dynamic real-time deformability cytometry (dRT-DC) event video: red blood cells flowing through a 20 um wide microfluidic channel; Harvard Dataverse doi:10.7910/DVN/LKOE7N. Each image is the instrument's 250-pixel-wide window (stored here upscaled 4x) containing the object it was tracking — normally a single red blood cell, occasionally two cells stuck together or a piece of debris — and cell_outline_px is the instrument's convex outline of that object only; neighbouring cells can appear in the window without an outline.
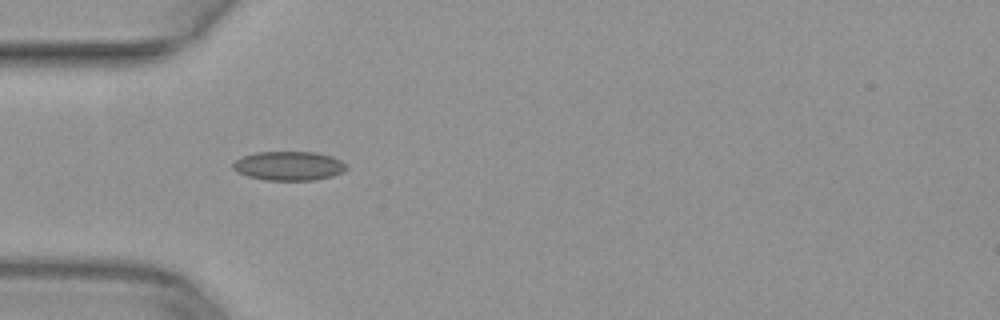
{"species": "common noctule bat (a hibernating species)", "species_latin": "Nyctalus noctula", "temperature_condition": "warm", "stored_images_in_passage": 39, "camera_frame_rate_fps": 3000, "um_per_image_px": 0.085, "animal": {"sex": "female", "body_mass_g": 29.2, "forearm_length_mm": 56.3}, "frame": {"image": 1, "passage_image": 5, "time_ms": 1.333, "image_size_px": [1000, 320], "cell_outline_px": [[348, 168], [344, 172], [332, 176], [312, 180], [264, 180], [248, 176], [236, 172], [232, 168], [232, 164], [236, 160], [244, 156], [256, 152], [316, 152], [332, 156], [340, 160]], "centroid_in_image_um": [24.55, 14.1], "position_along_channel_um": 60.5, "area_um2": 19.25}}
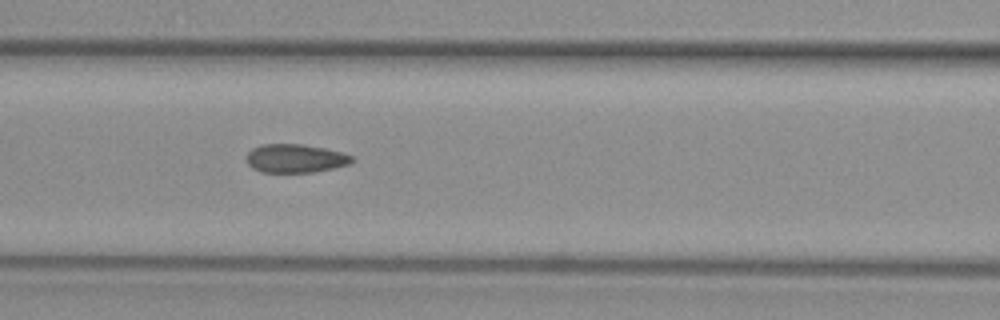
{"frame": {"image": 2, "passage_image": 11, "time_ms": 3.333, "image_size_px": [1000, 320], "cell_outline_px": [[356, 160], [348, 164], [332, 168], [312, 172], [260, 172], [252, 168], [248, 164], [248, 152], [252, 148], [260, 144], [300, 144], [324, 148], [340, 152], [352, 156]], "centroid_in_image_um": [25.09, 13.46], "position_along_channel_um": 141.5, "area_um2": 17.4}}
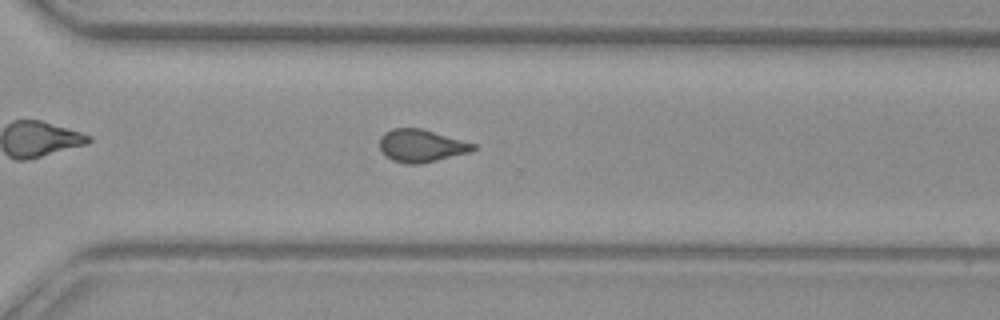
{"frame": {"image": 3, "passage_image": 25, "time_ms": 8.0, "image_size_px": [1000, 320], "cell_outline_px": [[476, 148], [472, 152], [420, 164], [408, 164], [392, 160], [384, 156], [380, 148], [380, 136], [384, 132], [392, 128], [420, 128], [476, 144]], "centroid_in_image_um": [35.79, 12.39], "position_along_channel_um": 334.8, "area_um2": 17.86}}